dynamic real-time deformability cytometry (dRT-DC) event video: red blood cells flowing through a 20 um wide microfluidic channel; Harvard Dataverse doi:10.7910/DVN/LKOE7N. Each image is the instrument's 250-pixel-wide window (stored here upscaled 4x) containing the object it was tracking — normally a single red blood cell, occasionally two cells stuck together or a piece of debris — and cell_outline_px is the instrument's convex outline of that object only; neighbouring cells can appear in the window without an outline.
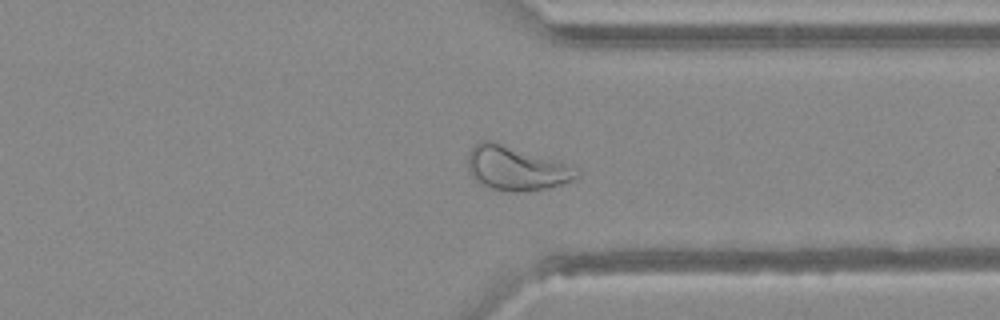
{"species": "Egyptian fruit bat (a non-hibernating species)", "species_latin": "Rousettus aegyptiacus", "temperature_condition": "warm", "stored_images_in_passage": 49, "camera_frame_rate_fps": 3000, "um_per_image_px": 0.085, "animal": {"sex": "female"}, "frame": {"image": 1, "passage_image": 38, "time_ms": 12.333, "image_size_px": [1000, 320], "cell_outline_px": [[580, 176], [564, 184], [548, 188], [528, 192], [512, 192], [492, 188], [480, 184], [468, 172], [468, 152], [480, 140], [496, 140], [560, 160], [580, 172]], "centroid_in_image_um": [43.88, 14.28], "position_along_channel_um": 367.5, "area_um2": 28.78}}
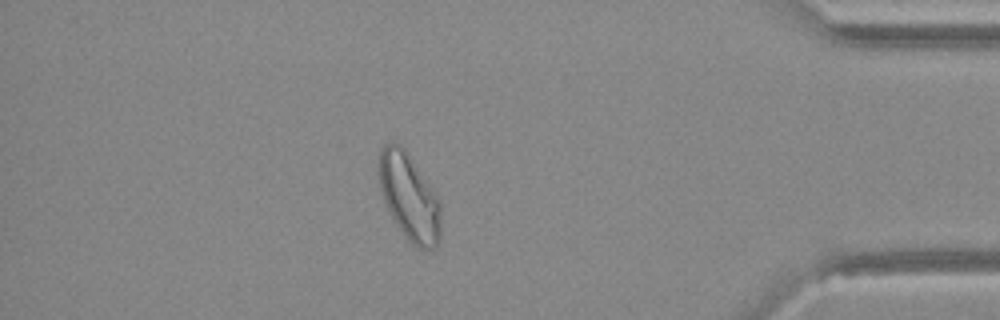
{"frame": {"image": 2, "passage_image": 43, "time_ms": 14.0, "image_size_px": [1000, 320], "cell_outline_px": [[440, 240], [436, 248], [416, 248], [408, 240], [396, 224], [384, 200], [380, 188], [380, 148], [384, 144], [400, 144], [404, 148], [432, 188], [440, 200]], "centroid_in_image_um": [34.81, 16.78], "position_along_channel_um": 400.4, "area_um2": 30.81}}